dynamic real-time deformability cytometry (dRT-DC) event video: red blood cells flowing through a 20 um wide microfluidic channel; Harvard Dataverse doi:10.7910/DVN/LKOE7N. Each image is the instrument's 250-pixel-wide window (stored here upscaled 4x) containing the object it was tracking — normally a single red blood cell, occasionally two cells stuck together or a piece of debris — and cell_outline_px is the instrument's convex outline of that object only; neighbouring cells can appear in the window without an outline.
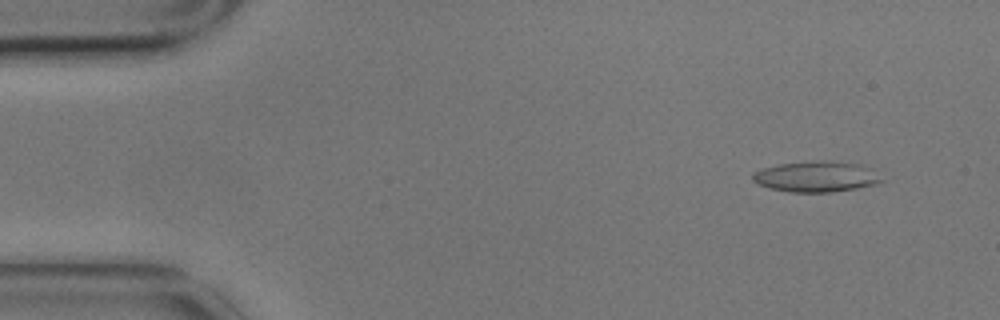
{"species": "common noctule bat (a hibernating species)", "species_latin": "Nyctalus noctula", "temperature_condition": "cold", "stored_images_in_passage": 4, "camera_frame_rate_fps": 3000, "um_per_image_px": 0.085, "animal": {"sex": "male", "body_mass_g": 17.9}, "frame": {"image": 1, "passage_image": 1, "time_ms": 0.0, "image_size_px": [1000, 320], "cell_outline_px": [[884, 180], [876, 184], [856, 188], [832, 192], [792, 192], [768, 188], [752, 180], [752, 172], [764, 168], [780, 164], [820, 160], [832, 160], [860, 164], [868, 168]], "centroid_in_image_um": [69.36, 15.01], "position_along_channel_um": 15.6, "area_um2": 22.95}}
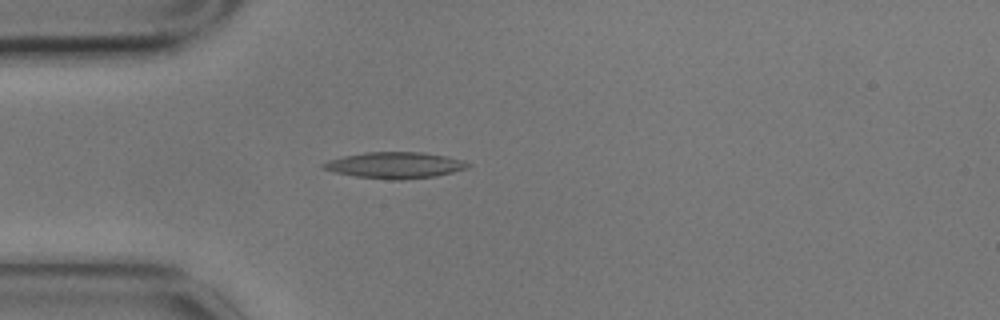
{"frame": {"image": 2, "passage_image": 4, "time_ms": 1.0, "image_size_px": [1000, 320], "cell_outline_px": [[472, 164], [468, 168], [436, 176], [400, 180], [392, 180], [356, 176], [336, 172], [320, 168], [320, 164], [328, 160], [344, 156], [364, 152], [424, 152], [448, 156], [464, 160]], "centroid_in_image_um": [33.59, 14.03], "position_along_channel_um": 51.4, "area_um2": 22.25}}